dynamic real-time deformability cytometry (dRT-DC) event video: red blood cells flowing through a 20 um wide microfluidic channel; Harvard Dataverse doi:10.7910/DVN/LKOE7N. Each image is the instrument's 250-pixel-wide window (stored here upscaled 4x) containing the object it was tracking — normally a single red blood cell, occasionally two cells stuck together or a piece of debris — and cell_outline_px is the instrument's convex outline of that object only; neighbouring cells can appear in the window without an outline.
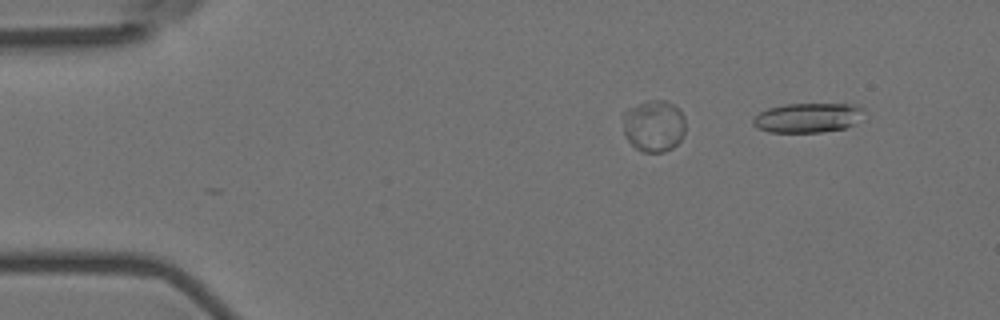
{"species": "Egyptian fruit bat (a non-hibernating species)", "species_latin": "Rousettus aegyptiacus", "temperature_condition": "room temperature", "stored_images_in_passage": 7, "camera_frame_rate_fps": 3000, "um_per_image_px": 0.085, "animal": {"sex": "female"}, "frame": {"image": 1, "passage_image": 1, "time_ms": 0.0, "image_size_px": [1000, 320], "cell_outline_px": [[864, 108], [856, 124], [844, 128], [820, 132], [768, 132], [756, 128], [752, 124], [752, 120], [760, 112], [768, 108], [784, 104], [852, 104]], "centroid_in_image_um": [68.63, 10.01], "position_along_channel_um": 16.4, "area_um2": 19.07}}